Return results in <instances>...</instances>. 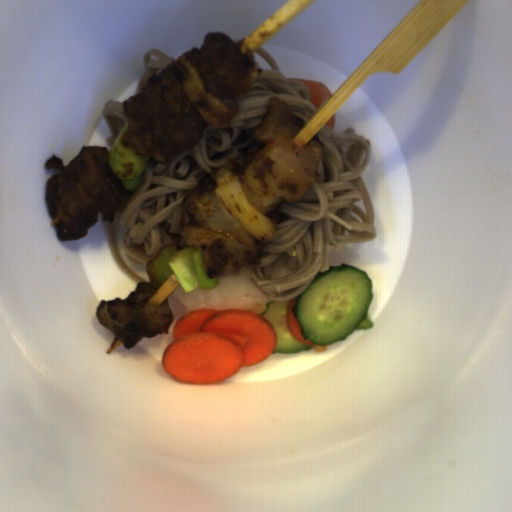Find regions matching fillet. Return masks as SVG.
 Here are the masks:
<instances>
[{
    "instance_id": "1",
    "label": "fillet",
    "mask_w": 512,
    "mask_h": 512,
    "mask_svg": "<svg viewBox=\"0 0 512 512\" xmlns=\"http://www.w3.org/2000/svg\"><path fill=\"white\" fill-rule=\"evenodd\" d=\"M287 81H299L303 84H305L306 89L309 93V101L310 103L317 109L321 103L326 99L329 98L331 93L330 90L327 88V86L324 83L316 82V81H310V80H304V79H298V78H286Z\"/></svg>"
},
{
    "instance_id": "2",
    "label": "fillet",
    "mask_w": 512,
    "mask_h": 512,
    "mask_svg": "<svg viewBox=\"0 0 512 512\" xmlns=\"http://www.w3.org/2000/svg\"><path fill=\"white\" fill-rule=\"evenodd\" d=\"M329 129H331L332 131L334 130L335 128V125H336V116L335 114L333 116L330 117V119L327 121V123L325 124Z\"/></svg>"
}]
</instances>
